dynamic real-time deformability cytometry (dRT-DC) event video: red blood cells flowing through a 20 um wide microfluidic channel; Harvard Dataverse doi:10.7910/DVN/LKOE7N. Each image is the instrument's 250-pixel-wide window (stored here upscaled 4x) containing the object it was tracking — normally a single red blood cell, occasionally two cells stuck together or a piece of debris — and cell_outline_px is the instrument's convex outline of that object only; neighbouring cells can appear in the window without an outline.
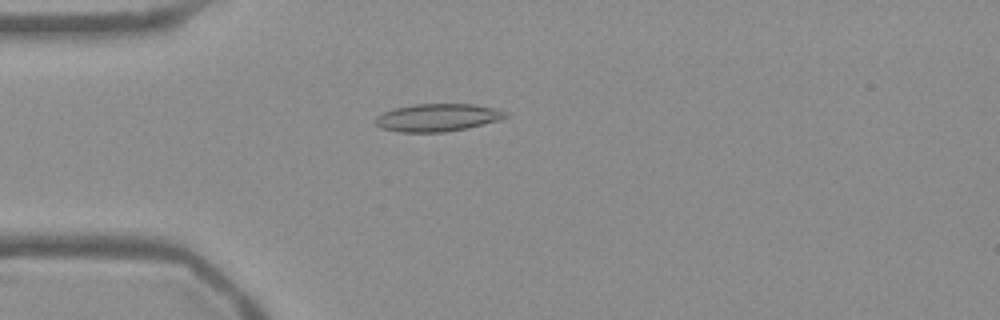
{"species": "Egyptian fruit bat (a non-hibernating species)", "species_latin": "Rousettus aegyptiacus", "temperature_condition": "warm", "stored_images_in_passage": 53, "camera_frame_rate_fps": 3000, "um_per_image_px": 0.085, "frame": {"image": 1, "passage_image": 14, "time_ms": 4.333, "image_size_px": [1000, 320], "cell_outline_px": [[508, 116], [500, 120], [468, 128], [444, 132], [396, 132], [380, 128], [376, 124], [376, 116], [392, 108], [412, 104], [472, 104], [496, 108], [508, 112]], "centroid_in_image_um": [37.19, 9.99], "position_along_channel_um": 47.8, "area_um2": 21.21}}
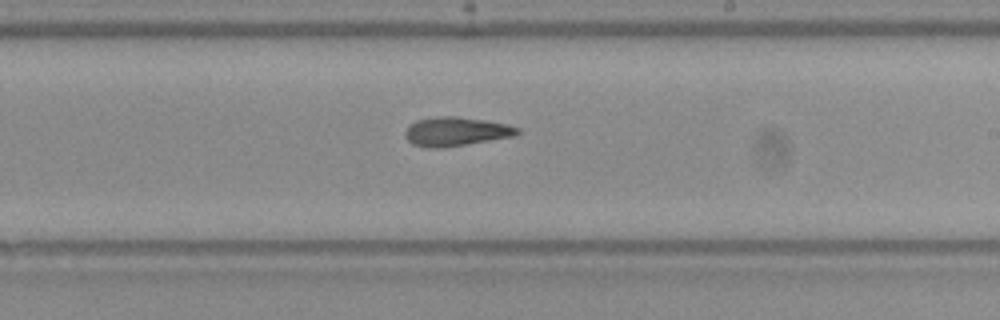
{"frame": {"image": 2, "passage_image": 31, "time_ms": 10.0, "image_size_px": [1000, 320], "cell_outline_px": [[520, 132], [516, 136], [444, 148], [428, 148], [412, 144], [404, 136], [404, 132], [408, 124], [416, 120], [436, 116], [456, 116], [484, 120], [508, 124], [520, 128]], "centroid_in_image_um": [38.74, 11.18], "position_along_channel_um": 250.3, "area_um2": 19.31}}
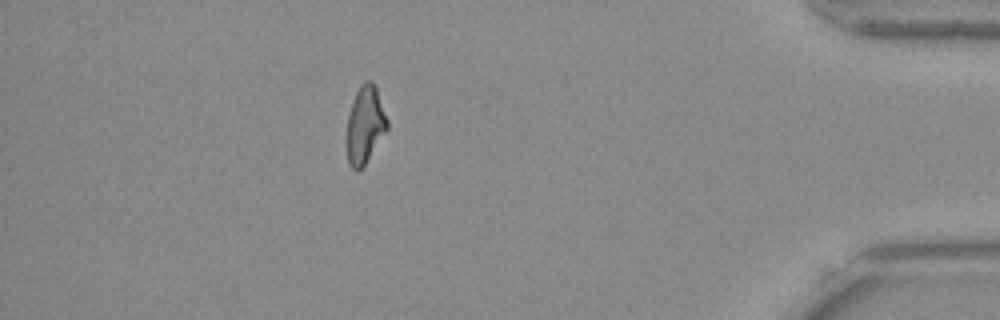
{"frame": {"image": 3, "passage_image": 47, "time_ms": 15.333, "image_size_px": [1000, 320], "cell_outline_px": [[388, 128], [364, 164], [356, 172], [348, 164], [344, 140], [348, 116], [352, 100], [360, 84], [364, 80], [372, 80], [376, 88], [388, 120]], "centroid_in_image_um": [30.98, 10.61], "position_along_channel_um": 404.2, "area_um2": 18.55}, "authors_computed_cell_mechanics": {"area_um2": 19.3052, "velocity_mm_per_s": 3.7931, "shape_relaxation_time_tau1_ms": null, "shape_relaxation_time_tau2_ms": 4.9377, "deformation_change_tau1": null, "deformation_change_tau2": 0.1524}}